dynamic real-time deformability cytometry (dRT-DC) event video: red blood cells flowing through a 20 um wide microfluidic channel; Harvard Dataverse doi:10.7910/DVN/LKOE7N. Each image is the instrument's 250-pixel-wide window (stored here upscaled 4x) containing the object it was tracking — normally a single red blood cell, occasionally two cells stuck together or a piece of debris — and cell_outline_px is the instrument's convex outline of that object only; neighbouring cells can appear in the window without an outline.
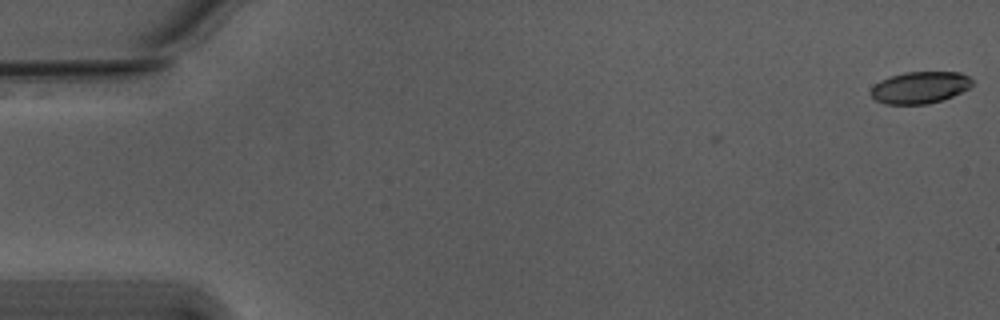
{"species": "Egyptian fruit bat (a non-hibernating species)", "species_latin": "Rousettus aegyptiacus", "temperature_condition": "warm", "stored_images_in_passage": 55, "camera_frame_rate_fps": 3000, "um_per_image_px": 0.085, "animal": {"sex": "male"}, "frame": {"image": 1, "passage_image": 1, "time_ms": 0.0, "image_size_px": [1000, 320], "cell_outline_px": [[972, 84], [968, 88], [952, 96], [928, 104], [884, 104], [876, 100], [868, 92], [880, 80], [904, 72], [960, 72], [968, 76], [972, 80]], "centroid_in_image_um": [78.17, 7.43], "position_along_channel_um": 6.8, "area_um2": 18.67}}
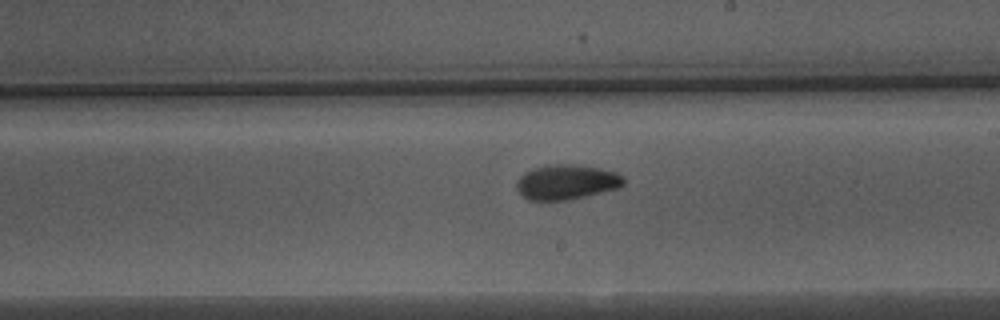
{"frame": {"image": 2, "passage_image": 32, "time_ms": 10.333, "image_size_px": [1000, 320], "cell_outline_px": [[624, 184], [616, 188], [568, 200], [528, 200], [516, 188], [516, 180], [524, 172], [532, 168], [548, 164], [568, 164], [600, 168], [616, 172], [624, 176]], "centroid_in_image_um": [48.12, 15.46], "position_along_channel_um": 240.9, "area_um2": 21.68}}
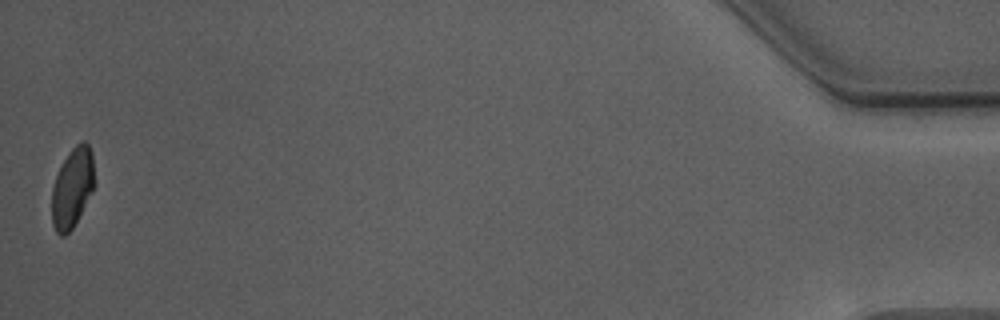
{"frame": {"image": 3, "passage_image": 55, "time_ms": 18.0, "image_size_px": [1000, 320], "cell_outline_px": [[96, 184], [72, 228], [64, 236], [60, 236], [56, 232], [52, 224], [52, 188], [56, 176], [68, 152], [76, 144], [84, 140], [88, 144], [92, 152]], "centroid_in_image_um": [6.16, 15.93], "position_along_channel_um": 429.0, "area_um2": 19.83}, "authors_computed_cell_mechanics": {"area_um2": 20.9814, "velocity_mm_per_s": 3.7583, "shape_relaxation_time_tau1_ms": 5.8816, "shape_relaxation_time_tau2_ms": 2.0472, "deformation_change_tau1": 0.1582, "deformation_change_tau2": 0.0628}}